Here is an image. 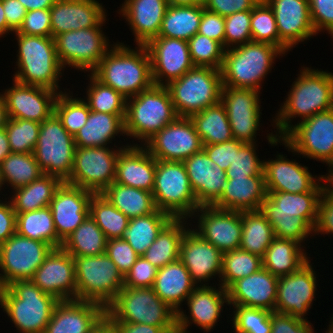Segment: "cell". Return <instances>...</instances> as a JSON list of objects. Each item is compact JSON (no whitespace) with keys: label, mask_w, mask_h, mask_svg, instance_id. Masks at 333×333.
I'll use <instances>...</instances> for the list:
<instances>
[{"label":"cell","mask_w":333,"mask_h":333,"mask_svg":"<svg viewBox=\"0 0 333 333\" xmlns=\"http://www.w3.org/2000/svg\"><path fill=\"white\" fill-rule=\"evenodd\" d=\"M198 205L212 206L227 182L226 171L213 162L202 149L183 161Z\"/></svg>","instance_id":"cell-31"},{"label":"cell","mask_w":333,"mask_h":333,"mask_svg":"<svg viewBox=\"0 0 333 333\" xmlns=\"http://www.w3.org/2000/svg\"><path fill=\"white\" fill-rule=\"evenodd\" d=\"M230 307H234L230 321L235 333H271V311L242 305Z\"/></svg>","instance_id":"cell-54"},{"label":"cell","mask_w":333,"mask_h":333,"mask_svg":"<svg viewBox=\"0 0 333 333\" xmlns=\"http://www.w3.org/2000/svg\"><path fill=\"white\" fill-rule=\"evenodd\" d=\"M193 218L198 220L193 230L220 251L226 252L240 247L242 211L201 206L193 213L191 219Z\"/></svg>","instance_id":"cell-20"},{"label":"cell","mask_w":333,"mask_h":333,"mask_svg":"<svg viewBox=\"0 0 333 333\" xmlns=\"http://www.w3.org/2000/svg\"><path fill=\"white\" fill-rule=\"evenodd\" d=\"M158 268L143 256H139L129 272L124 276V287H153Z\"/></svg>","instance_id":"cell-60"},{"label":"cell","mask_w":333,"mask_h":333,"mask_svg":"<svg viewBox=\"0 0 333 333\" xmlns=\"http://www.w3.org/2000/svg\"><path fill=\"white\" fill-rule=\"evenodd\" d=\"M10 88L1 92L8 117L42 123L54 112L58 92L35 85H26L12 79Z\"/></svg>","instance_id":"cell-27"},{"label":"cell","mask_w":333,"mask_h":333,"mask_svg":"<svg viewBox=\"0 0 333 333\" xmlns=\"http://www.w3.org/2000/svg\"><path fill=\"white\" fill-rule=\"evenodd\" d=\"M169 5H204L205 0H166Z\"/></svg>","instance_id":"cell-76"},{"label":"cell","mask_w":333,"mask_h":333,"mask_svg":"<svg viewBox=\"0 0 333 333\" xmlns=\"http://www.w3.org/2000/svg\"><path fill=\"white\" fill-rule=\"evenodd\" d=\"M263 267L262 258L243 249L223 252L219 284L227 289L238 279L247 277Z\"/></svg>","instance_id":"cell-50"},{"label":"cell","mask_w":333,"mask_h":333,"mask_svg":"<svg viewBox=\"0 0 333 333\" xmlns=\"http://www.w3.org/2000/svg\"><path fill=\"white\" fill-rule=\"evenodd\" d=\"M204 5H169L158 37L188 41L198 33Z\"/></svg>","instance_id":"cell-41"},{"label":"cell","mask_w":333,"mask_h":333,"mask_svg":"<svg viewBox=\"0 0 333 333\" xmlns=\"http://www.w3.org/2000/svg\"><path fill=\"white\" fill-rule=\"evenodd\" d=\"M283 55L274 45L253 41L225 49L220 69L223 86L260 91L275 59Z\"/></svg>","instance_id":"cell-6"},{"label":"cell","mask_w":333,"mask_h":333,"mask_svg":"<svg viewBox=\"0 0 333 333\" xmlns=\"http://www.w3.org/2000/svg\"><path fill=\"white\" fill-rule=\"evenodd\" d=\"M188 45L194 66L221 69L225 53V48L221 43L196 33L188 40Z\"/></svg>","instance_id":"cell-56"},{"label":"cell","mask_w":333,"mask_h":333,"mask_svg":"<svg viewBox=\"0 0 333 333\" xmlns=\"http://www.w3.org/2000/svg\"><path fill=\"white\" fill-rule=\"evenodd\" d=\"M153 200L172 218H190L200 207L183 162L156 160Z\"/></svg>","instance_id":"cell-12"},{"label":"cell","mask_w":333,"mask_h":333,"mask_svg":"<svg viewBox=\"0 0 333 333\" xmlns=\"http://www.w3.org/2000/svg\"><path fill=\"white\" fill-rule=\"evenodd\" d=\"M53 248L14 233L0 245V288L14 281L31 280Z\"/></svg>","instance_id":"cell-16"},{"label":"cell","mask_w":333,"mask_h":333,"mask_svg":"<svg viewBox=\"0 0 333 333\" xmlns=\"http://www.w3.org/2000/svg\"><path fill=\"white\" fill-rule=\"evenodd\" d=\"M89 215L94 219L107 239L123 238L130 221L102 194H93L90 198Z\"/></svg>","instance_id":"cell-49"},{"label":"cell","mask_w":333,"mask_h":333,"mask_svg":"<svg viewBox=\"0 0 333 333\" xmlns=\"http://www.w3.org/2000/svg\"><path fill=\"white\" fill-rule=\"evenodd\" d=\"M16 232L29 239L45 242L53 249L61 248L63 244L57 237L49 206L17 214Z\"/></svg>","instance_id":"cell-45"},{"label":"cell","mask_w":333,"mask_h":333,"mask_svg":"<svg viewBox=\"0 0 333 333\" xmlns=\"http://www.w3.org/2000/svg\"><path fill=\"white\" fill-rule=\"evenodd\" d=\"M318 233V234H317ZM333 236V191L325 187L318 204L317 220L313 235Z\"/></svg>","instance_id":"cell-64"},{"label":"cell","mask_w":333,"mask_h":333,"mask_svg":"<svg viewBox=\"0 0 333 333\" xmlns=\"http://www.w3.org/2000/svg\"><path fill=\"white\" fill-rule=\"evenodd\" d=\"M203 145L223 143L233 139L224 105L219 102L191 117Z\"/></svg>","instance_id":"cell-43"},{"label":"cell","mask_w":333,"mask_h":333,"mask_svg":"<svg viewBox=\"0 0 333 333\" xmlns=\"http://www.w3.org/2000/svg\"><path fill=\"white\" fill-rule=\"evenodd\" d=\"M286 157L278 153L274 160H264L267 191L294 194L324 191L327 186L325 175L315 176L308 170L307 166L299 164L295 159L289 160Z\"/></svg>","instance_id":"cell-21"},{"label":"cell","mask_w":333,"mask_h":333,"mask_svg":"<svg viewBox=\"0 0 333 333\" xmlns=\"http://www.w3.org/2000/svg\"><path fill=\"white\" fill-rule=\"evenodd\" d=\"M329 327L327 328L328 330L325 331L326 333H333V315L330 320V324L328 325Z\"/></svg>","instance_id":"cell-77"},{"label":"cell","mask_w":333,"mask_h":333,"mask_svg":"<svg viewBox=\"0 0 333 333\" xmlns=\"http://www.w3.org/2000/svg\"><path fill=\"white\" fill-rule=\"evenodd\" d=\"M322 193L267 191L260 211L272 225L274 237L294 240L301 245L309 236L313 237Z\"/></svg>","instance_id":"cell-2"},{"label":"cell","mask_w":333,"mask_h":333,"mask_svg":"<svg viewBox=\"0 0 333 333\" xmlns=\"http://www.w3.org/2000/svg\"><path fill=\"white\" fill-rule=\"evenodd\" d=\"M156 159L183 162L203 149V143L190 117H177L144 145Z\"/></svg>","instance_id":"cell-18"},{"label":"cell","mask_w":333,"mask_h":333,"mask_svg":"<svg viewBox=\"0 0 333 333\" xmlns=\"http://www.w3.org/2000/svg\"><path fill=\"white\" fill-rule=\"evenodd\" d=\"M76 144L61 120L53 112L40 126L34 157L43 174L55 176L66 182L74 165Z\"/></svg>","instance_id":"cell-13"},{"label":"cell","mask_w":333,"mask_h":333,"mask_svg":"<svg viewBox=\"0 0 333 333\" xmlns=\"http://www.w3.org/2000/svg\"><path fill=\"white\" fill-rule=\"evenodd\" d=\"M6 200V198L5 201L0 199V245L16 233L17 214L10 200L8 202Z\"/></svg>","instance_id":"cell-68"},{"label":"cell","mask_w":333,"mask_h":333,"mask_svg":"<svg viewBox=\"0 0 333 333\" xmlns=\"http://www.w3.org/2000/svg\"><path fill=\"white\" fill-rule=\"evenodd\" d=\"M11 153L5 128L0 129V163Z\"/></svg>","instance_id":"cell-72"},{"label":"cell","mask_w":333,"mask_h":333,"mask_svg":"<svg viewBox=\"0 0 333 333\" xmlns=\"http://www.w3.org/2000/svg\"><path fill=\"white\" fill-rule=\"evenodd\" d=\"M151 58L154 85L166 86L181 78L194 67L188 41L168 37H155L146 45Z\"/></svg>","instance_id":"cell-24"},{"label":"cell","mask_w":333,"mask_h":333,"mask_svg":"<svg viewBox=\"0 0 333 333\" xmlns=\"http://www.w3.org/2000/svg\"><path fill=\"white\" fill-rule=\"evenodd\" d=\"M279 277L265 268L236 280L226 290L230 305L262 308L275 312Z\"/></svg>","instance_id":"cell-32"},{"label":"cell","mask_w":333,"mask_h":333,"mask_svg":"<svg viewBox=\"0 0 333 333\" xmlns=\"http://www.w3.org/2000/svg\"><path fill=\"white\" fill-rule=\"evenodd\" d=\"M316 34L324 30L333 38V0H308Z\"/></svg>","instance_id":"cell-62"},{"label":"cell","mask_w":333,"mask_h":333,"mask_svg":"<svg viewBox=\"0 0 333 333\" xmlns=\"http://www.w3.org/2000/svg\"><path fill=\"white\" fill-rule=\"evenodd\" d=\"M169 4L166 0H124L118 14L126 19L136 45L158 37Z\"/></svg>","instance_id":"cell-34"},{"label":"cell","mask_w":333,"mask_h":333,"mask_svg":"<svg viewBox=\"0 0 333 333\" xmlns=\"http://www.w3.org/2000/svg\"><path fill=\"white\" fill-rule=\"evenodd\" d=\"M166 88L177 115L191 117L221 102V71L211 67L194 66L181 78L169 82Z\"/></svg>","instance_id":"cell-9"},{"label":"cell","mask_w":333,"mask_h":333,"mask_svg":"<svg viewBox=\"0 0 333 333\" xmlns=\"http://www.w3.org/2000/svg\"><path fill=\"white\" fill-rule=\"evenodd\" d=\"M257 143H244L235 152L233 162L226 171L227 179L264 176V160L259 159Z\"/></svg>","instance_id":"cell-57"},{"label":"cell","mask_w":333,"mask_h":333,"mask_svg":"<svg viewBox=\"0 0 333 333\" xmlns=\"http://www.w3.org/2000/svg\"><path fill=\"white\" fill-rule=\"evenodd\" d=\"M76 147L74 165L67 184L101 194L115 181L117 157L129 146ZM117 148V149H116Z\"/></svg>","instance_id":"cell-15"},{"label":"cell","mask_w":333,"mask_h":333,"mask_svg":"<svg viewBox=\"0 0 333 333\" xmlns=\"http://www.w3.org/2000/svg\"><path fill=\"white\" fill-rule=\"evenodd\" d=\"M273 133L266 136L271 146L282 143L295 155L333 165V108L294 124L282 139Z\"/></svg>","instance_id":"cell-8"},{"label":"cell","mask_w":333,"mask_h":333,"mask_svg":"<svg viewBox=\"0 0 333 333\" xmlns=\"http://www.w3.org/2000/svg\"><path fill=\"white\" fill-rule=\"evenodd\" d=\"M280 109L272 118L274 133L282 139L293 127L292 120L302 122L313 115L333 108V73L301 67Z\"/></svg>","instance_id":"cell-1"},{"label":"cell","mask_w":333,"mask_h":333,"mask_svg":"<svg viewBox=\"0 0 333 333\" xmlns=\"http://www.w3.org/2000/svg\"><path fill=\"white\" fill-rule=\"evenodd\" d=\"M31 280L59 301L77 300L75 261L62 247L51 250Z\"/></svg>","instance_id":"cell-26"},{"label":"cell","mask_w":333,"mask_h":333,"mask_svg":"<svg viewBox=\"0 0 333 333\" xmlns=\"http://www.w3.org/2000/svg\"><path fill=\"white\" fill-rule=\"evenodd\" d=\"M316 273L309 260L298 271L279 277L275 312L307 320L316 299Z\"/></svg>","instance_id":"cell-19"},{"label":"cell","mask_w":333,"mask_h":333,"mask_svg":"<svg viewBox=\"0 0 333 333\" xmlns=\"http://www.w3.org/2000/svg\"><path fill=\"white\" fill-rule=\"evenodd\" d=\"M260 93L250 88L223 86L221 103L226 109L233 139L256 143L257 131L261 127Z\"/></svg>","instance_id":"cell-17"},{"label":"cell","mask_w":333,"mask_h":333,"mask_svg":"<svg viewBox=\"0 0 333 333\" xmlns=\"http://www.w3.org/2000/svg\"><path fill=\"white\" fill-rule=\"evenodd\" d=\"M88 78L90 81L86 87V98L83 100L91 111L126 114L127 98L112 87L101 83L91 73L88 74Z\"/></svg>","instance_id":"cell-51"},{"label":"cell","mask_w":333,"mask_h":333,"mask_svg":"<svg viewBox=\"0 0 333 333\" xmlns=\"http://www.w3.org/2000/svg\"><path fill=\"white\" fill-rule=\"evenodd\" d=\"M50 9L27 11L20 28L14 33L52 37Z\"/></svg>","instance_id":"cell-61"},{"label":"cell","mask_w":333,"mask_h":333,"mask_svg":"<svg viewBox=\"0 0 333 333\" xmlns=\"http://www.w3.org/2000/svg\"><path fill=\"white\" fill-rule=\"evenodd\" d=\"M8 27L16 32L27 14L26 8L18 0H2Z\"/></svg>","instance_id":"cell-70"},{"label":"cell","mask_w":333,"mask_h":333,"mask_svg":"<svg viewBox=\"0 0 333 333\" xmlns=\"http://www.w3.org/2000/svg\"><path fill=\"white\" fill-rule=\"evenodd\" d=\"M271 333H314L309 320H303L288 314L271 312Z\"/></svg>","instance_id":"cell-63"},{"label":"cell","mask_w":333,"mask_h":333,"mask_svg":"<svg viewBox=\"0 0 333 333\" xmlns=\"http://www.w3.org/2000/svg\"><path fill=\"white\" fill-rule=\"evenodd\" d=\"M273 239L272 225L261 211H242L240 249L263 258Z\"/></svg>","instance_id":"cell-47"},{"label":"cell","mask_w":333,"mask_h":333,"mask_svg":"<svg viewBox=\"0 0 333 333\" xmlns=\"http://www.w3.org/2000/svg\"><path fill=\"white\" fill-rule=\"evenodd\" d=\"M266 196L265 176L227 179L221 197L212 206L233 211H260Z\"/></svg>","instance_id":"cell-35"},{"label":"cell","mask_w":333,"mask_h":333,"mask_svg":"<svg viewBox=\"0 0 333 333\" xmlns=\"http://www.w3.org/2000/svg\"><path fill=\"white\" fill-rule=\"evenodd\" d=\"M8 119H9V117H8L5 101L0 92V129L5 127Z\"/></svg>","instance_id":"cell-75"},{"label":"cell","mask_w":333,"mask_h":333,"mask_svg":"<svg viewBox=\"0 0 333 333\" xmlns=\"http://www.w3.org/2000/svg\"><path fill=\"white\" fill-rule=\"evenodd\" d=\"M196 287L188 269L177 260L158 269L152 288L177 313Z\"/></svg>","instance_id":"cell-36"},{"label":"cell","mask_w":333,"mask_h":333,"mask_svg":"<svg viewBox=\"0 0 333 333\" xmlns=\"http://www.w3.org/2000/svg\"><path fill=\"white\" fill-rule=\"evenodd\" d=\"M27 11L50 9L56 0H18Z\"/></svg>","instance_id":"cell-71"},{"label":"cell","mask_w":333,"mask_h":333,"mask_svg":"<svg viewBox=\"0 0 333 333\" xmlns=\"http://www.w3.org/2000/svg\"><path fill=\"white\" fill-rule=\"evenodd\" d=\"M304 248L294 240L274 237L262 258L263 268L277 277L296 272L310 260Z\"/></svg>","instance_id":"cell-38"},{"label":"cell","mask_w":333,"mask_h":333,"mask_svg":"<svg viewBox=\"0 0 333 333\" xmlns=\"http://www.w3.org/2000/svg\"><path fill=\"white\" fill-rule=\"evenodd\" d=\"M186 311L180 309L176 313V326L178 333H191L188 328L193 323L204 332H210L219 322L223 307L229 306L227 290L220 284L218 289L215 286H197L187 298ZM222 311V312H221ZM185 312V313H184Z\"/></svg>","instance_id":"cell-22"},{"label":"cell","mask_w":333,"mask_h":333,"mask_svg":"<svg viewBox=\"0 0 333 333\" xmlns=\"http://www.w3.org/2000/svg\"><path fill=\"white\" fill-rule=\"evenodd\" d=\"M272 8L279 33V49L286 55L301 42L316 36L308 0H265Z\"/></svg>","instance_id":"cell-23"},{"label":"cell","mask_w":333,"mask_h":333,"mask_svg":"<svg viewBox=\"0 0 333 333\" xmlns=\"http://www.w3.org/2000/svg\"><path fill=\"white\" fill-rule=\"evenodd\" d=\"M171 219L169 214L158 209L151 214L131 218L123 238L142 256Z\"/></svg>","instance_id":"cell-44"},{"label":"cell","mask_w":333,"mask_h":333,"mask_svg":"<svg viewBox=\"0 0 333 333\" xmlns=\"http://www.w3.org/2000/svg\"><path fill=\"white\" fill-rule=\"evenodd\" d=\"M73 258L77 300L95 302L106 309L124 287L123 275L106 253Z\"/></svg>","instance_id":"cell-11"},{"label":"cell","mask_w":333,"mask_h":333,"mask_svg":"<svg viewBox=\"0 0 333 333\" xmlns=\"http://www.w3.org/2000/svg\"><path fill=\"white\" fill-rule=\"evenodd\" d=\"M0 170L4 185H10L12 190L28 185L43 175L33 153L11 152L0 163Z\"/></svg>","instance_id":"cell-48"},{"label":"cell","mask_w":333,"mask_h":333,"mask_svg":"<svg viewBox=\"0 0 333 333\" xmlns=\"http://www.w3.org/2000/svg\"><path fill=\"white\" fill-rule=\"evenodd\" d=\"M9 33L14 34V32L7 25L2 0H0V38L3 36L5 37Z\"/></svg>","instance_id":"cell-74"},{"label":"cell","mask_w":333,"mask_h":333,"mask_svg":"<svg viewBox=\"0 0 333 333\" xmlns=\"http://www.w3.org/2000/svg\"><path fill=\"white\" fill-rule=\"evenodd\" d=\"M179 260L188 269L196 286H209L210 280L221 278L223 252L202 238L192 227L186 230L181 240Z\"/></svg>","instance_id":"cell-25"},{"label":"cell","mask_w":333,"mask_h":333,"mask_svg":"<svg viewBox=\"0 0 333 333\" xmlns=\"http://www.w3.org/2000/svg\"><path fill=\"white\" fill-rule=\"evenodd\" d=\"M260 0H205L204 8L227 17L236 12L252 10Z\"/></svg>","instance_id":"cell-67"},{"label":"cell","mask_w":333,"mask_h":333,"mask_svg":"<svg viewBox=\"0 0 333 333\" xmlns=\"http://www.w3.org/2000/svg\"><path fill=\"white\" fill-rule=\"evenodd\" d=\"M104 23L105 20L97 27L68 31L54 38L57 58L64 70L68 66L91 73L97 67L112 46L102 30Z\"/></svg>","instance_id":"cell-14"},{"label":"cell","mask_w":333,"mask_h":333,"mask_svg":"<svg viewBox=\"0 0 333 333\" xmlns=\"http://www.w3.org/2000/svg\"><path fill=\"white\" fill-rule=\"evenodd\" d=\"M94 193L63 182L49 207L57 237L63 242L89 215V202Z\"/></svg>","instance_id":"cell-28"},{"label":"cell","mask_w":333,"mask_h":333,"mask_svg":"<svg viewBox=\"0 0 333 333\" xmlns=\"http://www.w3.org/2000/svg\"><path fill=\"white\" fill-rule=\"evenodd\" d=\"M178 117L171 96L162 85H153L127 99L124 130L127 138L144 145ZM143 143V144H142Z\"/></svg>","instance_id":"cell-7"},{"label":"cell","mask_w":333,"mask_h":333,"mask_svg":"<svg viewBox=\"0 0 333 333\" xmlns=\"http://www.w3.org/2000/svg\"><path fill=\"white\" fill-rule=\"evenodd\" d=\"M90 333H116V331L105 317Z\"/></svg>","instance_id":"cell-73"},{"label":"cell","mask_w":333,"mask_h":333,"mask_svg":"<svg viewBox=\"0 0 333 333\" xmlns=\"http://www.w3.org/2000/svg\"><path fill=\"white\" fill-rule=\"evenodd\" d=\"M155 170L156 159L147 149L138 143H130L117 157L114 182L152 192Z\"/></svg>","instance_id":"cell-33"},{"label":"cell","mask_w":333,"mask_h":333,"mask_svg":"<svg viewBox=\"0 0 333 333\" xmlns=\"http://www.w3.org/2000/svg\"><path fill=\"white\" fill-rule=\"evenodd\" d=\"M41 123L9 118L5 130L12 153H33Z\"/></svg>","instance_id":"cell-53"},{"label":"cell","mask_w":333,"mask_h":333,"mask_svg":"<svg viewBox=\"0 0 333 333\" xmlns=\"http://www.w3.org/2000/svg\"><path fill=\"white\" fill-rule=\"evenodd\" d=\"M58 302L32 280H18L0 288V308L19 333H44Z\"/></svg>","instance_id":"cell-4"},{"label":"cell","mask_w":333,"mask_h":333,"mask_svg":"<svg viewBox=\"0 0 333 333\" xmlns=\"http://www.w3.org/2000/svg\"><path fill=\"white\" fill-rule=\"evenodd\" d=\"M50 13L52 38L72 30L97 27L107 20L103 4L97 0H56Z\"/></svg>","instance_id":"cell-30"},{"label":"cell","mask_w":333,"mask_h":333,"mask_svg":"<svg viewBox=\"0 0 333 333\" xmlns=\"http://www.w3.org/2000/svg\"><path fill=\"white\" fill-rule=\"evenodd\" d=\"M106 254L115 263L123 277L129 272L139 257L124 238L108 239Z\"/></svg>","instance_id":"cell-59"},{"label":"cell","mask_w":333,"mask_h":333,"mask_svg":"<svg viewBox=\"0 0 333 333\" xmlns=\"http://www.w3.org/2000/svg\"><path fill=\"white\" fill-rule=\"evenodd\" d=\"M107 240L94 219L88 215L63 241L62 248L72 256H96L106 253Z\"/></svg>","instance_id":"cell-46"},{"label":"cell","mask_w":333,"mask_h":333,"mask_svg":"<svg viewBox=\"0 0 333 333\" xmlns=\"http://www.w3.org/2000/svg\"><path fill=\"white\" fill-rule=\"evenodd\" d=\"M4 186L3 179L1 176V170H0V191L2 190V187Z\"/></svg>","instance_id":"cell-78"},{"label":"cell","mask_w":333,"mask_h":333,"mask_svg":"<svg viewBox=\"0 0 333 333\" xmlns=\"http://www.w3.org/2000/svg\"><path fill=\"white\" fill-rule=\"evenodd\" d=\"M187 220L172 218L142 256L158 269L179 260L180 243L189 228Z\"/></svg>","instance_id":"cell-39"},{"label":"cell","mask_w":333,"mask_h":333,"mask_svg":"<svg viewBox=\"0 0 333 333\" xmlns=\"http://www.w3.org/2000/svg\"><path fill=\"white\" fill-rule=\"evenodd\" d=\"M18 43L15 81L52 89L58 93L63 67L58 61L55 40L52 37L15 33Z\"/></svg>","instance_id":"cell-5"},{"label":"cell","mask_w":333,"mask_h":333,"mask_svg":"<svg viewBox=\"0 0 333 333\" xmlns=\"http://www.w3.org/2000/svg\"><path fill=\"white\" fill-rule=\"evenodd\" d=\"M243 144L242 141L232 139L223 143L203 145V150L213 162L227 171L233 162L235 152H238Z\"/></svg>","instance_id":"cell-65"},{"label":"cell","mask_w":333,"mask_h":333,"mask_svg":"<svg viewBox=\"0 0 333 333\" xmlns=\"http://www.w3.org/2000/svg\"><path fill=\"white\" fill-rule=\"evenodd\" d=\"M253 42L268 43L279 48V33L275 15L265 0H260L251 12Z\"/></svg>","instance_id":"cell-55"},{"label":"cell","mask_w":333,"mask_h":333,"mask_svg":"<svg viewBox=\"0 0 333 333\" xmlns=\"http://www.w3.org/2000/svg\"><path fill=\"white\" fill-rule=\"evenodd\" d=\"M66 92L64 89V92L58 94L54 105V112L68 133L75 136L86 124L91 110L83 98H74L70 90L68 93Z\"/></svg>","instance_id":"cell-52"},{"label":"cell","mask_w":333,"mask_h":333,"mask_svg":"<svg viewBox=\"0 0 333 333\" xmlns=\"http://www.w3.org/2000/svg\"><path fill=\"white\" fill-rule=\"evenodd\" d=\"M116 333H178L177 326H152L142 323L110 322Z\"/></svg>","instance_id":"cell-69"},{"label":"cell","mask_w":333,"mask_h":333,"mask_svg":"<svg viewBox=\"0 0 333 333\" xmlns=\"http://www.w3.org/2000/svg\"><path fill=\"white\" fill-rule=\"evenodd\" d=\"M110 322L142 323L152 326H176V312L152 287H123L106 308Z\"/></svg>","instance_id":"cell-10"},{"label":"cell","mask_w":333,"mask_h":333,"mask_svg":"<svg viewBox=\"0 0 333 333\" xmlns=\"http://www.w3.org/2000/svg\"><path fill=\"white\" fill-rule=\"evenodd\" d=\"M251 12L246 10L225 17V49L252 42Z\"/></svg>","instance_id":"cell-58"},{"label":"cell","mask_w":333,"mask_h":333,"mask_svg":"<svg viewBox=\"0 0 333 333\" xmlns=\"http://www.w3.org/2000/svg\"><path fill=\"white\" fill-rule=\"evenodd\" d=\"M129 219L153 213L157 208L152 192L113 182L101 193Z\"/></svg>","instance_id":"cell-42"},{"label":"cell","mask_w":333,"mask_h":333,"mask_svg":"<svg viewBox=\"0 0 333 333\" xmlns=\"http://www.w3.org/2000/svg\"><path fill=\"white\" fill-rule=\"evenodd\" d=\"M198 33L218 41L224 47L225 17L204 9Z\"/></svg>","instance_id":"cell-66"},{"label":"cell","mask_w":333,"mask_h":333,"mask_svg":"<svg viewBox=\"0 0 333 333\" xmlns=\"http://www.w3.org/2000/svg\"><path fill=\"white\" fill-rule=\"evenodd\" d=\"M137 46V47H136ZM135 49L114 42L91 74L125 98L136 96L154 85L151 58L145 45Z\"/></svg>","instance_id":"cell-3"},{"label":"cell","mask_w":333,"mask_h":333,"mask_svg":"<svg viewBox=\"0 0 333 333\" xmlns=\"http://www.w3.org/2000/svg\"><path fill=\"white\" fill-rule=\"evenodd\" d=\"M106 316V309L95 302L59 301L44 333H90Z\"/></svg>","instance_id":"cell-29"},{"label":"cell","mask_w":333,"mask_h":333,"mask_svg":"<svg viewBox=\"0 0 333 333\" xmlns=\"http://www.w3.org/2000/svg\"><path fill=\"white\" fill-rule=\"evenodd\" d=\"M62 183L55 176L43 174L30 184L14 189L12 192L14 195L8 199L10 198L16 214L35 211L49 206Z\"/></svg>","instance_id":"cell-40"},{"label":"cell","mask_w":333,"mask_h":333,"mask_svg":"<svg viewBox=\"0 0 333 333\" xmlns=\"http://www.w3.org/2000/svg\"><path fill=\"white\" fill-rule=\"evenodd\" d=\"M124 118L125 114L90 111L86 124L74 136L76 147H111L115 136L126 135Z\"/></svg>","instance_id":"cell-37"}]
</instances>
